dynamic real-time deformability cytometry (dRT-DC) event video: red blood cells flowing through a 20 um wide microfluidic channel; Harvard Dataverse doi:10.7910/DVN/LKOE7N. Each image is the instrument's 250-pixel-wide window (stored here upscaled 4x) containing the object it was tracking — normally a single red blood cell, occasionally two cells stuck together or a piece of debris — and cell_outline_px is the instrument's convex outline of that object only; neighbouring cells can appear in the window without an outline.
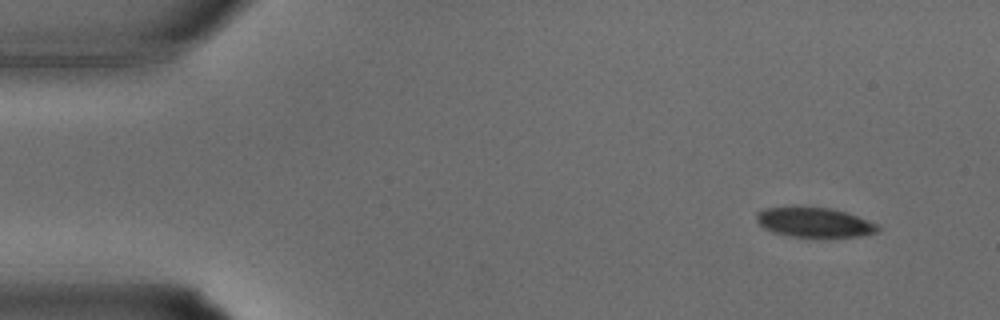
{"species": "common noctule bat (a hibernating species)", "species_latin": "Nyctalus noctula", "temperature_condition": "warm", "stored_images_in_passage": 32, "camera_frame_rate_fps": 3000, "um_per_image_px": 0.085, "animal": {"sex": "male", "body_mass_g": 15.6}, "frame": {"image": 1, "passage_image": 1, "time_ms": 0.0, "image_size_px": [1000, 320], "cell_outline_px": [[880, 228], [876, 232], [860, 236], [792, 236], [772, 232], [764, 228], [756, 220], [756, 212], [764, 208], [828, 208], [844, 212], [856, 216], [876, 224]], "centroid_in_image_um": [69.17, 18.91], "position_along_channel_um": 15.8, "area_um2": 20.23}}
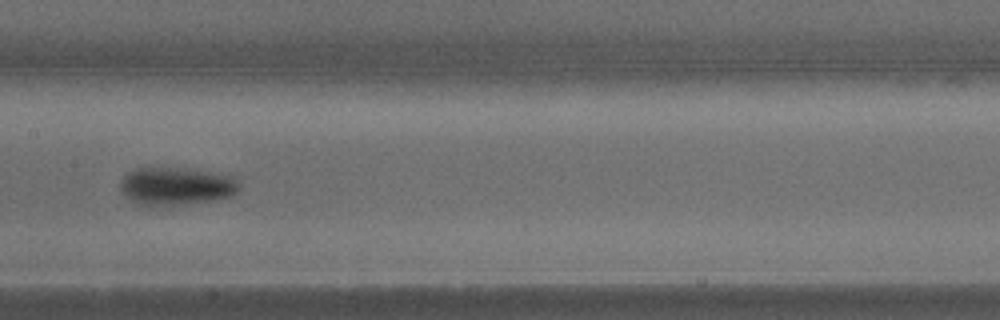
{"frame": {"image": 2, "passage_image": 15, "time_ms": 4.667, "image_size_px": [1000, 320], "cell_outline_px": [[240, 188], [236, 192], [228, 196], [216, 200], [172, 204], [136, 204], [120, 188], [120, 180], [128, 172], [136, 168], [180, 168], [212, 172], [232, 176], [236, 180]], "centroid_in_image_um": [14.98, 15.79], "position_along_channel_um": 192.4, "area_um2": 25.49}}
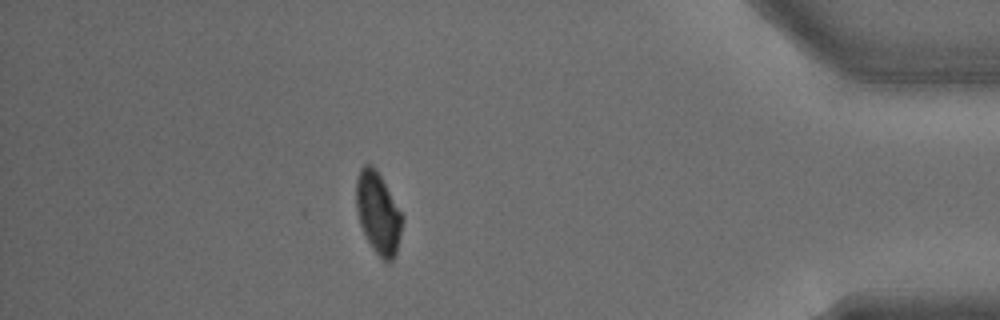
{"frame": {"image": 3, "passage_image": 28, "time_ms": 9.0, "image_size_px": [1000, 320], "cell_outline_px": [[404, 220], [396, 252], [392, 260], [388, 264], [372, 248], [360, 224], [356, 208], [356, 180], [360, 168], [364, 164], [372, 164], [376, 168], [404, 216]], "centroid_in_image_um": [32.15, 18.08], "position_along_channel_um": 403.1, "area_um2": 21.96}}